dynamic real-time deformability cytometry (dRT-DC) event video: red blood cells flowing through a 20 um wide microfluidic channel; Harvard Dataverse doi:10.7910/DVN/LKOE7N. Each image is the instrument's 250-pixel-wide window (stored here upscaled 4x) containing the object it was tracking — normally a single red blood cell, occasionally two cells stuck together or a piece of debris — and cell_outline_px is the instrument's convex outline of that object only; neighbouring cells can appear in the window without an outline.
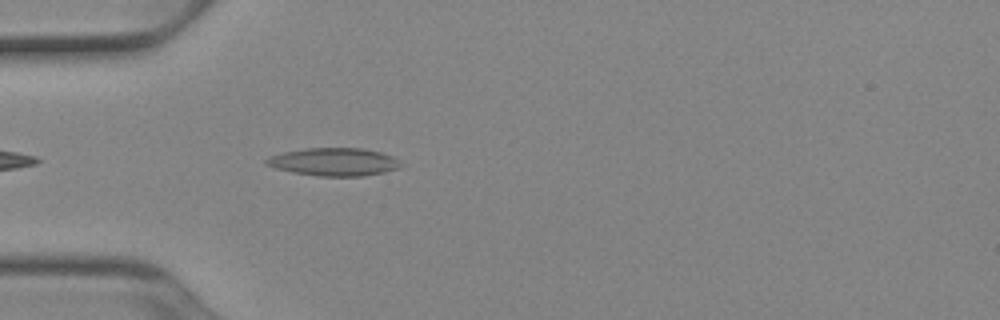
{"species": "Egyptian fruit bat (a non-hibernating species)", "species_latin": "Rousettus aegyptiacus", "temperature_condition": "cold", "stored_images_in_passage": 7, "camera_frame_rate_fps": 3000, "um_per_image_px": 0.085, "animal": {"sex": "female"}, "frame": {"image": 1, "passage_image": 4, "time_ms": 1.0, "image_size_px": [1000, 320], "cell_outline_px": [[404, 164], [400, 168], [384, 172], [364, 176], [320, 176], [292, 172], [276, 168], [264, 164], [264, 160], [268, 156], [284, 152], [304, 148], [364, 148], [380, 152], [392, 156], [400, 160]], "centroid_in_image_um": [28.41, 13.76], "position_along_channel_um": 56.6, "area_um2": 22.08}}